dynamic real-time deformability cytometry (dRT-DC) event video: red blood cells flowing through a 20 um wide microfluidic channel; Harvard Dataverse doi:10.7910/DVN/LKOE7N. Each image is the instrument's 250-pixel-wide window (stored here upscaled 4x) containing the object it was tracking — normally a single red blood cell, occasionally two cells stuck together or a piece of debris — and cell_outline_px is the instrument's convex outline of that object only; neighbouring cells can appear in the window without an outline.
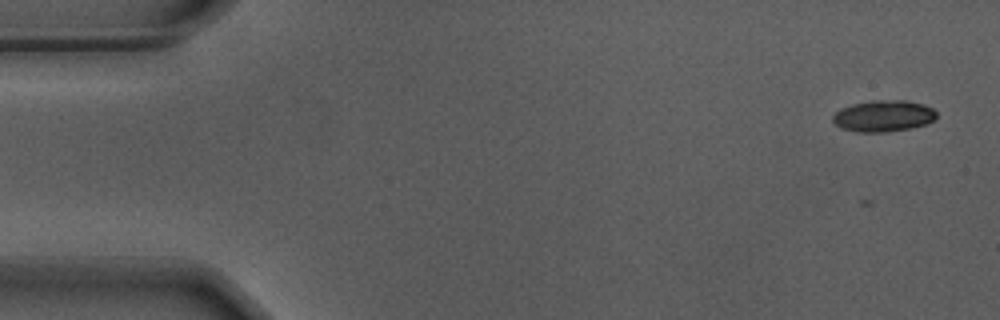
{"species": "Egyptian fruit bat (a non-hibernating species)", "species_latin": "Rousettus aegyptiacus", "temperature_condition": "warm", "stored_images_in_passage": 51, "camera_frame_rate_fps": 3000, "um_per_image_px": 0.085, "animal": {"sex": "male"}, "frame": {"image": 1, "passage_image": 2, "time_ms": 0.333, "image_size_px": [1000, 320], "cell_outline_px": [[936, 120], [928, 124], [912, 128], [884, 132], [856, 132], [840, 128], [832, 120], [832, 116], [840, 108], [852, 104], [872, 100], [904, 100], [924, 104], [932, 108], [936, 112]], "centroid_in_image_um": [75.1, 9.86], "position_along_channel_um": 9.9, "area_um2": 19.25}}
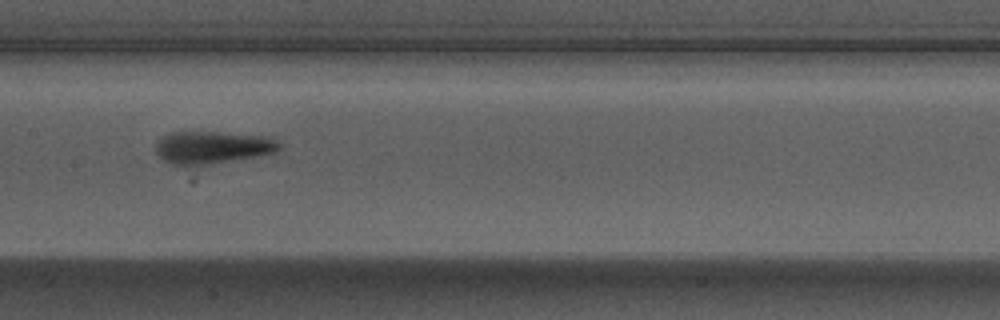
{"frame": {"image": 2, "passage_image": 27, "time_ms": 8.667, "image_size_px": [1000, 320], "cell_outline_px": [[280, 148], [276, 152], [256, 156], [184, 168], [172, 164], [164, 160], [156, 152], [156, 144], [164, 136], [172, 132], [220, 132], [264, 136], [276, 140], [280, 144]], "centroid_in_image_um": [18.02, 12.54], "position_along_channel_um": 189.4, "area_um2": 23.35}}
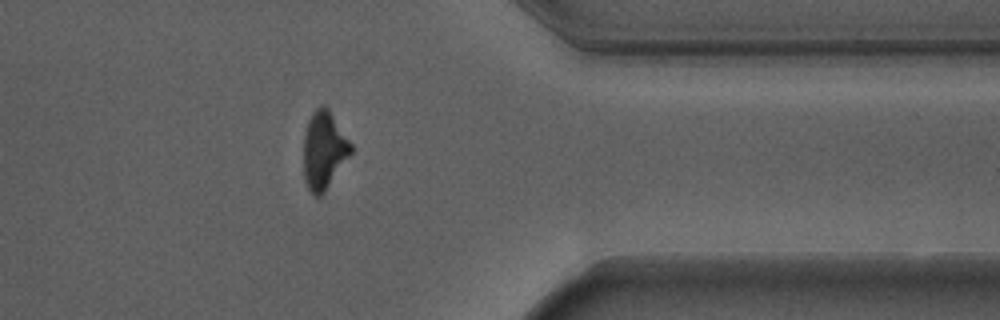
{"frame": {"image": 3, "passage_image": 44, "time_ms": 14.333, "image_size_px": [1000, 320], "cell_outline_px": [[352, 152], [324, 192], [320, 196], [312, 196], [304, 180], [304, 136], [308, 120], [312, 112], [320, 104], [324, 104], [328, 108], [352, 144]], "centroid_in_image_um": [27.52, 12.75], "position_along_channel_um": 383.9, "area_um2": 21.39}, "authors_computed_cell_mechanics": {"area_um2": 21.6172, "velocity_mm_per_s": 3.707, "shape_relaxation_time_tau1_ms": 2.704, "shape_relaxation_time_tau2_ms": 3.1992, "deformation_change_tau1": 0.1853, "deformation_change_tau2": 0.0959}}